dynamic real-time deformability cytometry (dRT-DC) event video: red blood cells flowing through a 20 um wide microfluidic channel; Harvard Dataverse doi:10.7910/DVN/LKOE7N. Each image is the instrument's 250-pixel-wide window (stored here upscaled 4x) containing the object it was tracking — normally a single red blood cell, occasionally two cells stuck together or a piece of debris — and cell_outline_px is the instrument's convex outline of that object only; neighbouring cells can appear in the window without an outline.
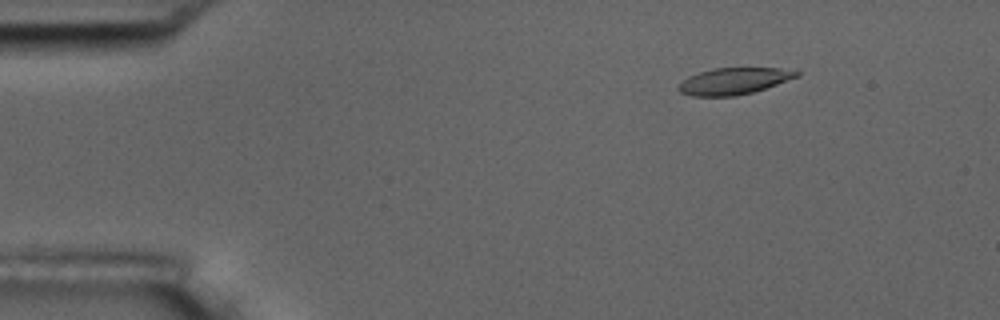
{"species": "common noctule bat (a hibernating species)", "species_latin": "Nyctalus noctula", "temperature_condition": "room temperature", "stored_images_in_passage": 10, "camera_frame_rate_fps": 3000, "um_per_image_px": 0.085, "animal": {"sex": "male", "body_mass_g": 17.5, "forearm_length_mm": 52.3}, "frame": {"image": 1, "passage_image": 2, "time_ms": 0.333, "image_size_px": [1000, 320], "cell_outline_px": [[800, 76], [752, 92], [736, 96], [692, 96], [680, 92], [676, 88], [688, 76], [712, 68], [776, 68], [800, 72]], "centroid_in_image_um": [62.34, 6.89], "position_along_channel_um": 22.7, "area_um2": 18.09}}
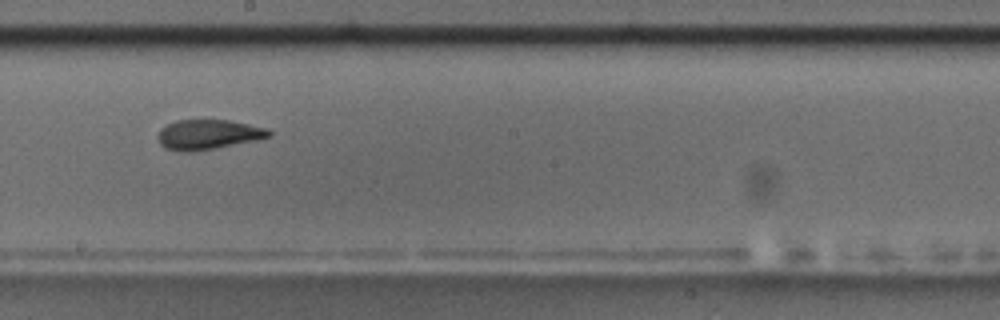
{"frame": {"image": 2, "passage_image": 9, "time_ms": 2.667, "image_size_px": [1000, 320], "cell_outline_px": [[272, 136], [256, 140], [196, 152], [180, 152], [164, 148], [156, 140], [156, 136], [160, 128], [176, 120], [228, 120], [268, 128], [272, 132]], "centroid_in_image_um": [17.65, 11.45], "position_along_channel_um": 230.5, "area_um2": 19.65}}
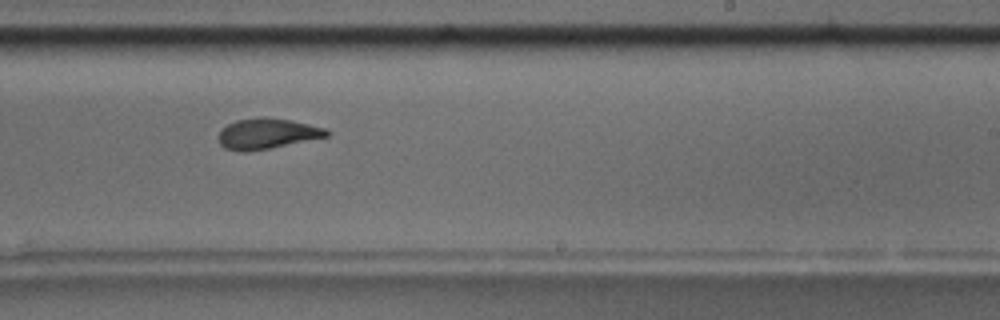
{"frame": {"image": 3, "passage_image": 10, "time_ms": 3.0, "image_size_px": [1000, 320], "cell_outline_px": [[332, 132], [328, 136], [268, 148], [244, 152], [224, 148], [220, 144], [220, 132], [228, 124], [236, 120], [288, 120], [308, 124], [324, 128]], "centroid_in_image_um": [22.72, 11.4], "position_along_channel_um": 266.3, "area_um2": 18.09}}